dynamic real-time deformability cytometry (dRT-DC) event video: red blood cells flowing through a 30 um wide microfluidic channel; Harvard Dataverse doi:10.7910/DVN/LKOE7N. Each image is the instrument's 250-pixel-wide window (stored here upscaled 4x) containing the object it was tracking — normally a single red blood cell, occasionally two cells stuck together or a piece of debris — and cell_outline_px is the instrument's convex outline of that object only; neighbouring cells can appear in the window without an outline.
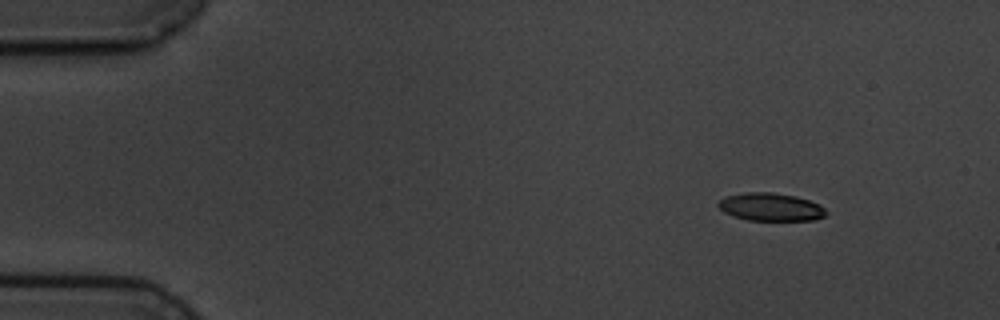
{"species": "common noctule bat (a hibernating species)", "species_latin": "Nyctalus noctula", "temperature_condition": "cold", "stored_images_in_passage": 3, "camera_frame_rate_fps": 3000, "um_per_image_px": 0.085, "animal": {"sex": "male", "body_mass_g": 19.5, "forearm_length_mm": 54.6}, "frame": {"image": 1, "passage_image": 1, "time_ms": 0.0, "image_size_px": [1000, 320], "cell_outline_px": [[828, 212], [824, 216], [816, 220], [748, 220], [732, 216], [724, 212], [716, 204], [720, 200], [728, 196], [744, 192], [772, 192], [796, 196], [820, 204]], "centroid_in_image_um": [65.52, 17.59], "position_along_channel_um": 19.5, "area_um2": 17.57}}
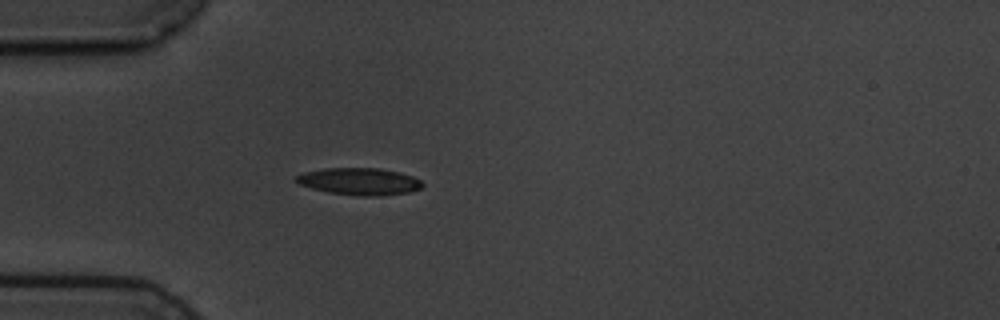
{"frame": {"image": 2, "passage_image": 3, "time_ms": 3.333, "image_size_px": [1000, 320], "cell_outline_px": [[424, 184], [420, 188], [412, 192], [380, 196], [356, 196], [328, 192], [312, 188], [300, 184], [292, 180], [296, 176], [304, 172], [324, 168], [380, 168], [400, 172], [412, 176], [420, 180]], "centroid_in_image_um": [30.56, 15.42], "position_along_channel_um": 54.4, "area_um2": 20.11}}